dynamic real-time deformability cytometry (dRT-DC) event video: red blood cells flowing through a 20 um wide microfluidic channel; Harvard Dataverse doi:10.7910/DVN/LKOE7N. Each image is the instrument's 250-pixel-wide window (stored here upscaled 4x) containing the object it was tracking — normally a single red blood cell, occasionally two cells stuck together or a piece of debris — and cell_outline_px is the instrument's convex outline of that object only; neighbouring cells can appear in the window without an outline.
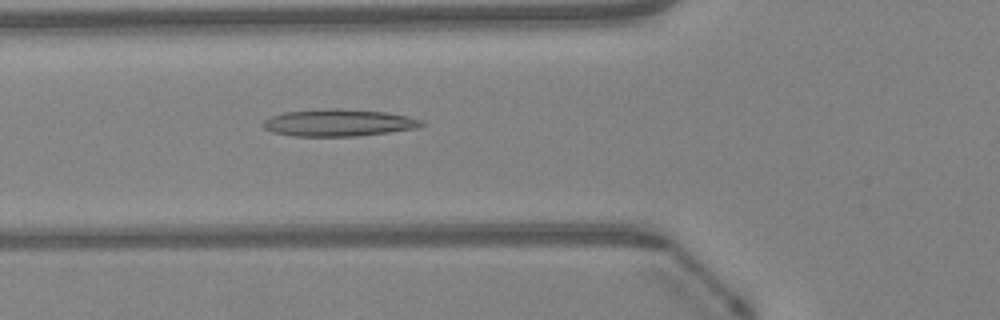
{"species": "Egyptian fruit bat (a non-hibernating species)", "species_latin": "Rousettus aegyptiacus", "temperature_condition": "warm", "stored_images_in_passage": 47, "camera_frame_rate_fps": 3000, "um_per_image_px": 0.085, "animal": {"sex": "female"}, "frame": {"image": 1, "passage_image": 17, "time_ms": 5.333, "image_size_px": [1000, 320], "cell_outline_px": [[428, 124], [416, 128], [388, 132], [356, 136], [292, 136], [272, 132], [264, 128], [260, 124], [264, 120], [272, 116], [284, 112], [328, 108], [340, 108], [388, 112], [408, 116], [424, 120]], "centroid_in_image_um": [28.8, 10.42], "position_along_channel_um": 97.0, "area_um2": 25.26}}
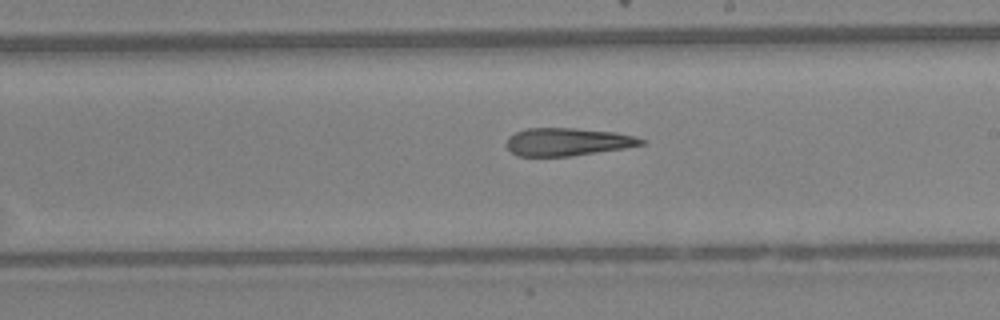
{"frame": {"image": 2, "passage_image": 27, "time_ms": 8.667, "image_size_px": [1000, 320], "cell_outline_px": [[644, 144], [624, 148], [572, 156], [516, 156], [504, 144], [508, 136], [516, 132], [528, 128], [572, 128], [616, 132], [636, 136], [644, 140]], "centroid_in_image_um": [48.21, 12.06], "position_along_channel_um": 240.8, "area_um2": 21.91}}
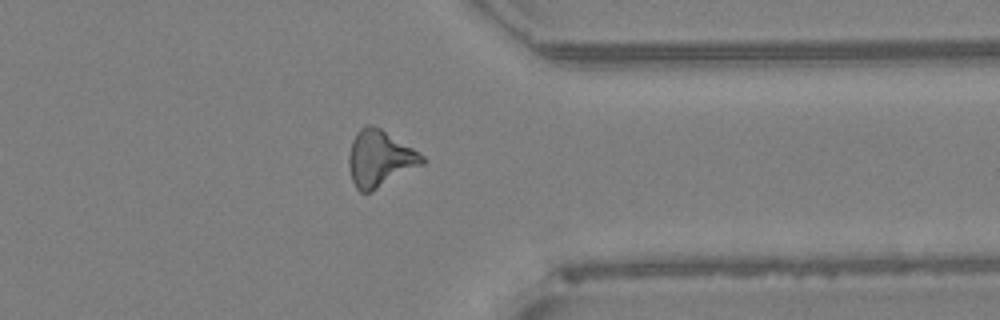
{"frame": {"image": 3, "passage_image": 37, "time_ms": 12.0, "image_size_px": [1000, 320], "cell_outline_px": [[428, 160], [424, 164], [368, 192], [360, 192], [356, 188], [352, 180], [348, 164], [348, 156], [352, 140], [356, 132], [360, 128], [368, 124], [372, 124], [380, 128], [412, 148], [424, 156]], "centroid_in_image_um": [32.26, 13.46], "position_along_channel_um": 379.1, "area_um2": 23.81}, "authors_computed_cell_mechanics": {"area_um2": 23.2934, "velocity_mm_per_s": 4.3278, "shape_relaxation_time_tau1_ms": null, "shape_relaxation_time_tau2_ms": 6.6777, "deformation_change_tau1": null, "deformation_change_tau2": 0.2323}}